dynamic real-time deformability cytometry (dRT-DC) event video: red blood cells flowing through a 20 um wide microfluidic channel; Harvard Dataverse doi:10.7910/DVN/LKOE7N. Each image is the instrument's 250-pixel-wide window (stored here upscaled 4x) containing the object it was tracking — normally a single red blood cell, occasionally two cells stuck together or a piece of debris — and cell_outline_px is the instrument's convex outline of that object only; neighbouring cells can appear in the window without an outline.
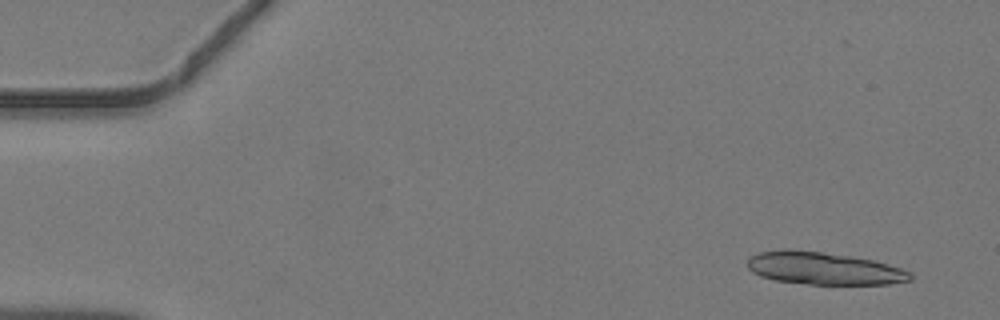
{"species": "common noctule bat (a hibernating species)", "species_latin": "Nyctalus noctula", "temperature_condition": "warm", "stored_images_in_passage": 14, "camera_frame_rate_fps": 3000, "um_per_image_px": 0.085, "animal": {"sex": "male", "body_mass_g": 19.2, "forearm_length_mm": 51.8}, "frame": {"image": 1, "passage_image": 3, "time_ms": 0.667, "image_size_px": [1000, 320], "cell_outline_px": [[912, 280], [888, 284], [808, 284], [776, 280], [760, 276], [752, 272], [748, 268], [748, 256], [760, 252], [788, 248], [824, 252], [872, 260], [888, 264], [912, 272]], "centroid_in_image_um": [70.0, 22.8], "position_along_channel_um": 15.0, "area_um2": 30.87}}